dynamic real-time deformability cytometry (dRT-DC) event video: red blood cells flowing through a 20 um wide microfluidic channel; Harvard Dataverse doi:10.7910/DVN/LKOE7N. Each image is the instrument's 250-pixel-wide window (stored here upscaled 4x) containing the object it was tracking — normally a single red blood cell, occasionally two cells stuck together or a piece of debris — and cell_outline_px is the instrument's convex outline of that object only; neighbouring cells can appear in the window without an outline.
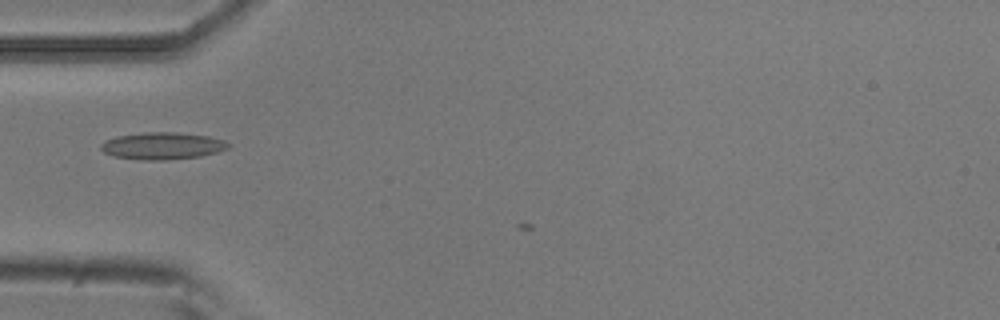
{"species": "common noctule bat (a hibernating species)", "species_latin": "Nyctalus noctula", "temperature_condition": "room temperature", "stored_images_in_passage": 4, "camera_frame_rate_fps": 3000, "um_per_image_px": 0.085, "animal": {"sex": "male", "body_mass_g": 20.5, "forearm_length_mm": 52.5}, "frame": {"image": 1, "passage_image": 2, "time_ms": 0.333, "image_size_px": [1000, 320], "cell_outline_px": [[232, 144], [228, 148], [216, 152], [200, 156], [164, 160], [144, 160], [116, 156], [104, 152], [100, 148], [100, 144], [116, 136], [144, 132], [176, 132], [208, 136], [224, 140]], "centroid_in_image_um": [13.83, 12.39], "position_along_channel_um": 71.2, "area_um2": 19.94}}
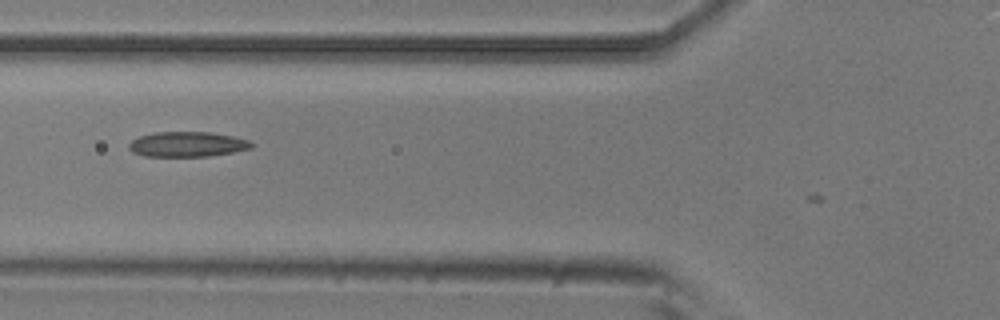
{"frame": {"image": 2, "passage_image": 3, "time_ms": 0.667, "image_size_px": [1000, 320], "cell_outline_px": [[256, 144], [252, 148], [232, 152], [208, 156], [144, 156], [132, 152], [128, 148], [128, 144], [132, 140], [140, 136], [156, 132], [208, 132], [232, 136], [248, 140]], "centroid_in_image_um": [15.92, 12.26], "position_along_channel_um": 109.9, "area_um2": 17.86}}